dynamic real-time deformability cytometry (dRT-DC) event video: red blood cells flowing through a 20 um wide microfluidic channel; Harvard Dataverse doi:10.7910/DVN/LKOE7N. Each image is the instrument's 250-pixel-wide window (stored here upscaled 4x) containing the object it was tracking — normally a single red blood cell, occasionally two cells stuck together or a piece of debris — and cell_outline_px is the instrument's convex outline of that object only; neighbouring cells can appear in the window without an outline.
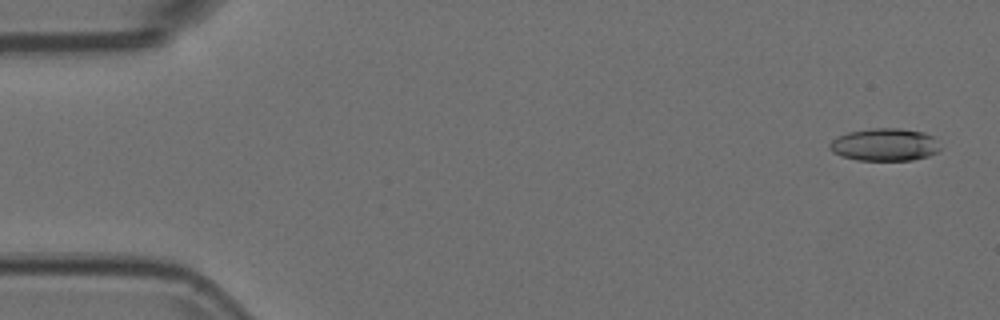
{"species": "Egyptian fruit bat (a non-hibernating species)", "species_latin": "Rousettus aegyptiacus", "temperature_condition": "room temperature", "stored_images_in_passage": 54, "camera_frame_rate_fps": 3000, "um_per_image_px": 0.085, "animal": {"sex": "female"}, "frame": {"image": 1, "passage_image": 2, "time_ms": 0.333, "image_size_px": [1000, 320], "cell_outline_px": [[940, 148], [936, 152], [928, 156], [912, 160], [856, 160], [840, 156], [832, 152], [828, 148], [828, 144], [836, 136], [848, 132], [872, 128], [900, 128], [924, 132], [936, 136]], "centroid_in_image_um": [75.18, 12.29], "position_along_channel_um": 9.8, "area_um2": 21.33}}
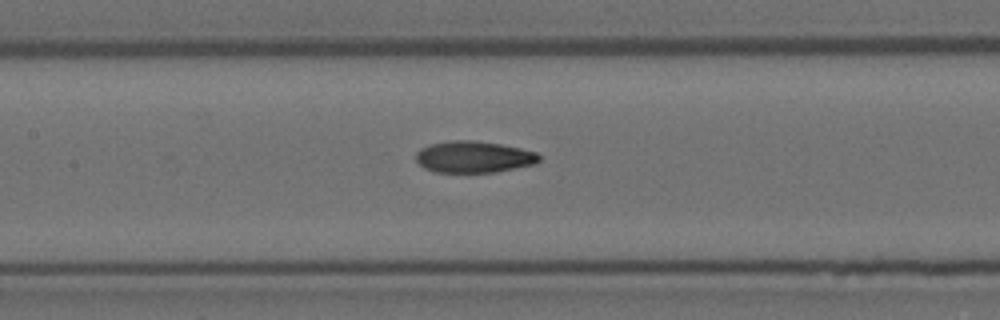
{"frame": {"image": 2, "passage_image": 25, "time_ms": 8.0, "image_size_px": [1000, 320], "cell_outline_px": [[540, 160], [536, 164], [496, 172], [436, 172], [424, 168], [416, 160], [416, 152], [420, 148], [428, 144], [452, 140], [476, 140], [500, 144], [520, 148], [536, 152], [540, 156]], "centroid_in_image_um": [40.26, 13.33], "position_along_channel_um": 167.1, "area_um2": 22.83}}
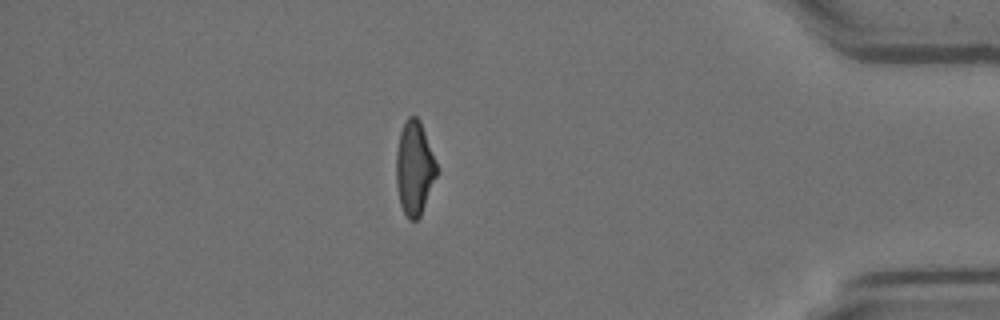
{"frame": {"image": 3, "passage_image": 47, "time_ms": 15.333, "image_size_px": [1000, 320], "cell_outline_px": [[436, 176], [420, 216], [416, 220], [408, 220], [400, 204], [396, 188], [396, 152], [400, 132], [408, 116], [416, 116], [420, 120], [436, 164]], "centroid_in_image_um": [35.19, 14.3], "position_along_channel_um": 400.0, "area_um2": 21.79}}